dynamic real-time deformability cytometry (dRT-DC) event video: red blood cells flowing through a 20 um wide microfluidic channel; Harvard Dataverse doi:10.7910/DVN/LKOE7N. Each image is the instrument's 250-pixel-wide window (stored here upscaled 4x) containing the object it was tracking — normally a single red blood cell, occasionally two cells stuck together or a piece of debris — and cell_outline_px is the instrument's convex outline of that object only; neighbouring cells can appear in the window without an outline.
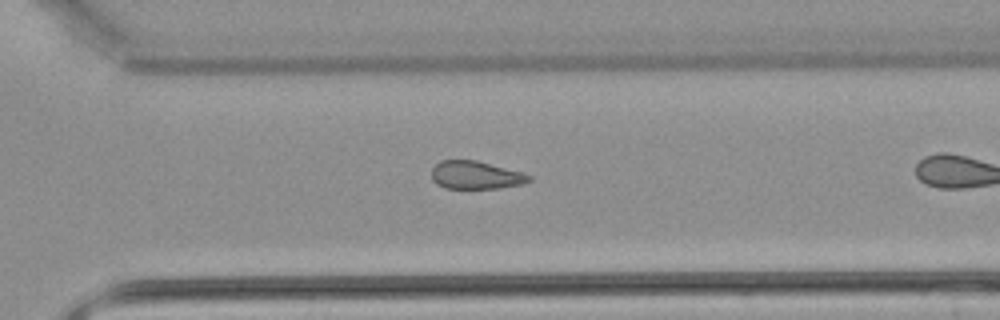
{"species": "common noctule bat (a hibernating species)", "species_latin": "Nyctalus noctula", "temperature_condition": "warm", "stored_images_in_passage": 19, "camera_frame_rate_fps": 3000, "um_per_image_px": 0.085, "animal": {"sex": "male", "body_mass_g": 21.5, "forearm_length_mm": 52.0}, "frame": {"image": 1, "passage_image": 16, "time_ms": 5.0, "image_size_px": [1000, 320], "cell_outline_px": [[532, 180], [524, 184], [500, 188], [444, 188], [436, 184], [432, 180], [432, 168], [440, 160], [476, 160], [520, 172], [532, 176]], "centroid_in_image_um": [40.43, 14.89], "position_along_channel_um": 330.2, "area_um2": 15.9}}